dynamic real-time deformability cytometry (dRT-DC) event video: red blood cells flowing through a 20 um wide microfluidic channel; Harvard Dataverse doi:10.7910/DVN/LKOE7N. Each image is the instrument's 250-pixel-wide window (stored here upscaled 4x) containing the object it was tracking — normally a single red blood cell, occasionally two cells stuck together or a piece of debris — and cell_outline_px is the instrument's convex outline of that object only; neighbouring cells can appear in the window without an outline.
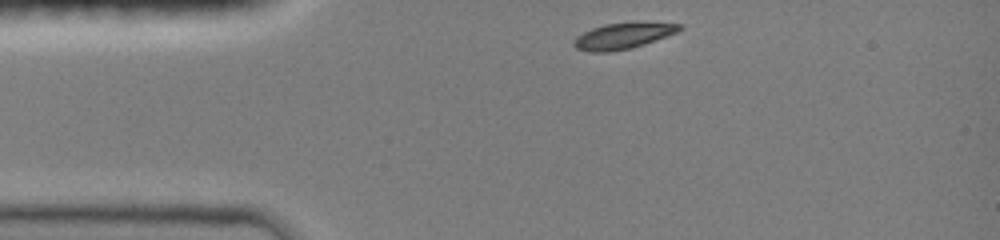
{"species": "common noctule bat (a hibernating species)", "species_latin": "Nyctalus noctula", "temperature_condition": "room temperature", "stored_images_in_passage": 34, "camera_frame_rate_fps": 3000, "um_per_image_px": 0.085, "animal": {"sex": "female", "body_mass_g": 19.0, "forearm_length_mm": 51.5}, "frame": {"image": 1, "passage_image": 1, "time_ms": 0.0, "image_size_px": [1000, 240], "cell_outline_px": [[684, 28], [676, 32], [644, 44], [632, 48], [608, 52], [588, 52], [576, 48], [572, 44], [572, 40], [576, 36], [592, 28], [604, 24], [684, 24]], "centroid_in_image_um": [52.86, 3.09], "position_along_channel_um": 32.1, "area_um2": 15.43}}
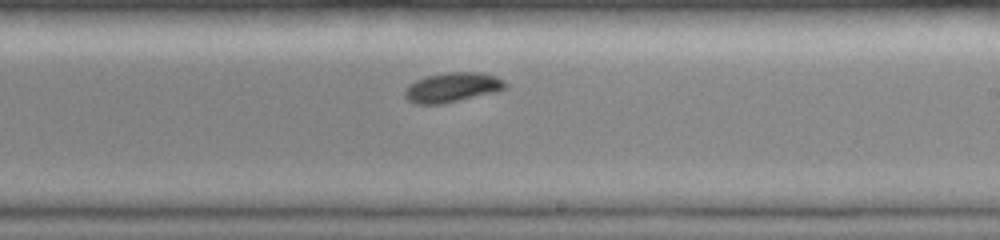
{"frame": {"image": 2, "passage_image": 20, "time_ms": 6.333, "image_size_px": [1000, 240], "cell_outline_px": [[508, 84], [504, 88], [496, 92], [440, 104], [416, 104], [408, 100], [404, 96], [404, 88], [408, 84], [416, 80], [428, 76], [444, 72], [480, 72], [496, 76], [504, 80]], "centroid_in_image_um": [38.43, 7.42], "position_along_channel_um": 250.6, "area_um2": 17.4}}
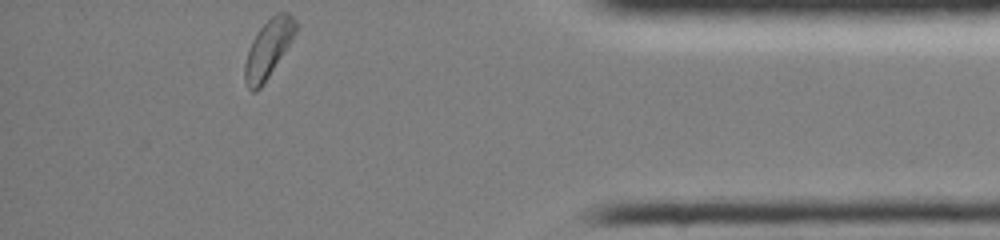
{"frame": {"image": 3, "passage_image": 34, "time_ms": 11.0, "image_size_px": [1000, 240], "cell_outline_px": [[296, 32], [292, 40], [260, 88], [256, 92], [252, 92], [248, 88], [244, 80], [244, 64], [248, 48], [252, 40], [260, 28], [276, 12], [288, 12], [296, 20]], "centroid_in_image_um": [22.78, 4.14], "position_along_channel_um": 412.4, "area_um2": 16.99}, "authors_computed_cell_mechanics": {"area_um2": 16.9932, "velocity_mm_per_s": 4.0028, "shape_relaxation_time_tau1_ms": 1.701, "shape_relaxation_time_tau2_ms": null, "deformation_change_tau1": 0.1089, "deformation_change_tau2": null}}